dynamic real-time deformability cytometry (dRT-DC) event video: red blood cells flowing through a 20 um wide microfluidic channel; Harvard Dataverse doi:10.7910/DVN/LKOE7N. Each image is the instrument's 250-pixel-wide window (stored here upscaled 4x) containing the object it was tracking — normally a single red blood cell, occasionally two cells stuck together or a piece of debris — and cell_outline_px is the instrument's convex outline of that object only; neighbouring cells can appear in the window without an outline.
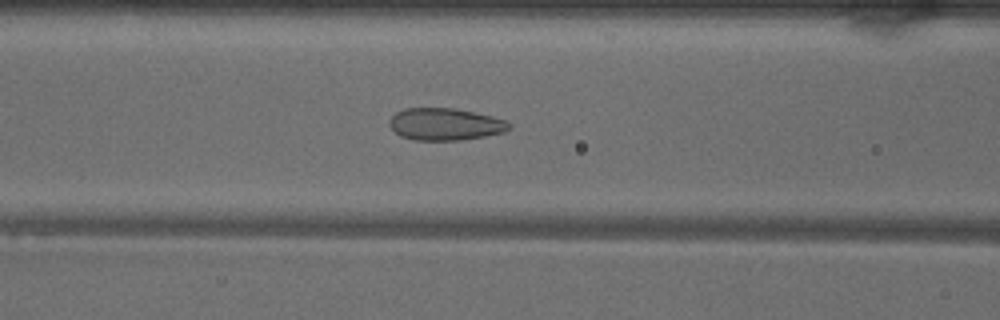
{"species": "common noctule bat (a hibernating species)", "species_latin": "Nyctalus noctula", "temperature_condition": "warm", "stored_images_in_passage": 48, "camera_frame_rate_fps": 3000, "um_per_image_px": 0.085, "animal": {"sex": "male", "body_mass_g": 18.8}, "frame": {"image": 1, "passage_image": 18, "time_ms": 5.667, "image_size_px": [1000, 320], "cell_outline_px": [[512, 128], [504, 132], [484, 136], [460, 140], [412, 140], [400, 136], [388, 124], [388, 120], [396, 112], [404, 108], [456, 108], [492, 116], [504, 120], [512, 124]], "centroid_in_image_um": [37.83, 10.55], "position_along_channel_um": 128.8, "area_um2": 22.54}}
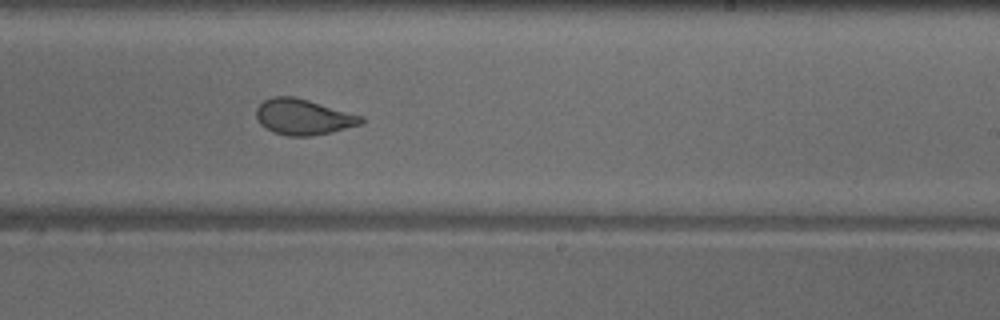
{"frame": {"image": 2, "passage_image": 28, "time_ms": 9.0, "image_size_px": [1000, 320], "cell_outline_px": [[364, 120], [360, 124], [332, 132], [312, 136], [288, 136], [272, 132], [264, 128], [260, 124], [256, 116], [256, 108], [264, 100], [272, 96], [292, 96], [308, 100], [364, 116]], "centroid_in_image_um": [25.75, 9.94], "position_along_channel_um": 263.2, "area_um2": 21.91}}
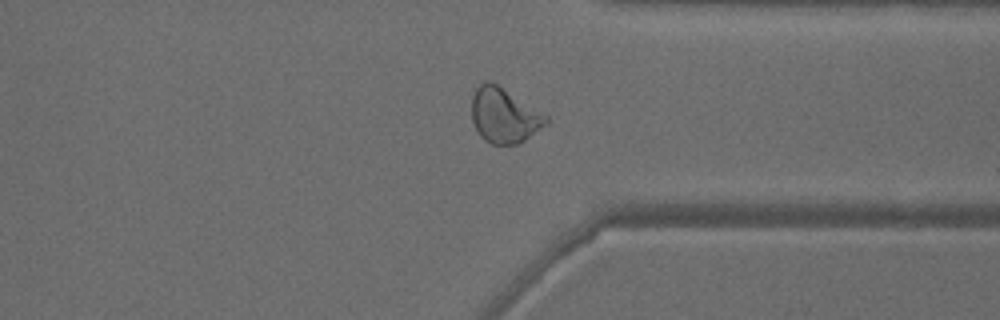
{"frame": {"image": 3, "passage_image": 36, "time_ms": 11.667, "image_size_px": [1000, 320], "cell_outline_px": [[548, 124], [520, 144], [492, 144], [484, 140], [480, 136], [472, 120], [472, 96], [476, 88], [484, 80], [488, 80], [496, 84], [548, 116]], "centroid_in_image_um": [42.85, 9.83], "position_along_channel_um": 368.5, "area_um2": 23.7}, "authors_computed_cell_mechanics": {"area_um2": 24.1893, "velocity_mm_per_s": 4.0376, "shape_relaxation_time_tau1_ms": 9.8697, "shape_relaxation_time_tau2_ms": 0.7781, "deformation_change_tau1": 0.2282, "deformation_change_tau2": 0.0734}}